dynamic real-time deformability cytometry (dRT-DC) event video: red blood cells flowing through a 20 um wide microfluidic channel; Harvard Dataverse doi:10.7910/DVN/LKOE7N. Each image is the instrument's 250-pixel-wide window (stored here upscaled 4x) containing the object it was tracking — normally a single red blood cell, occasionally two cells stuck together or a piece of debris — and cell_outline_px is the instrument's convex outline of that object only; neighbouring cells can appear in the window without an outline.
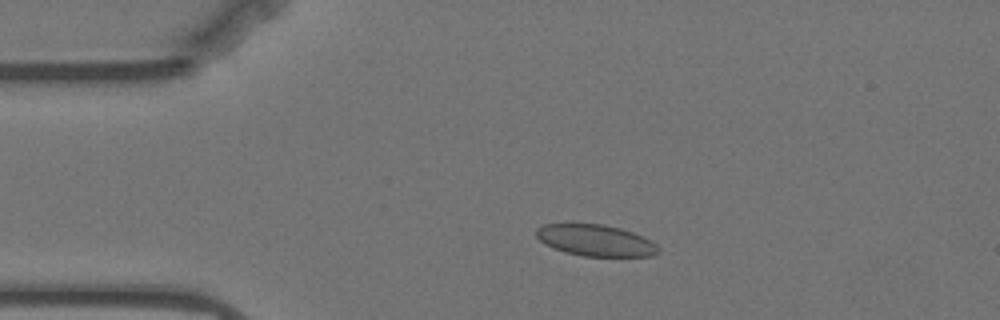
{"species": "Egyptian fruit bat (a non-hibernating species)", "species_latin": "Rousettus aegyptiacus", "temperature_condition": "warm", "stored_images_in_passage": 57, "camera_frame_rate_fps": 3000, "um_per_image_px": 0.085, "animal": {"sex": "female"}, "frame": {"image": 1, "passage_image": 11, "time_ms": 3.333, "image_size_px": [1000, 320], "cell_outline_px": [[660, 252], [652, 256], [580, 256], [564, 252], [544, 244], [536, 236], [536, 228], [544, 224], [604, 224], [620, 228], [632, 232], [652, 240], [660, 248]], "centroid_in_image_um": [50.64, 20.44], "position_along_channel_um": 34.4, "area_um2": 22.48}}
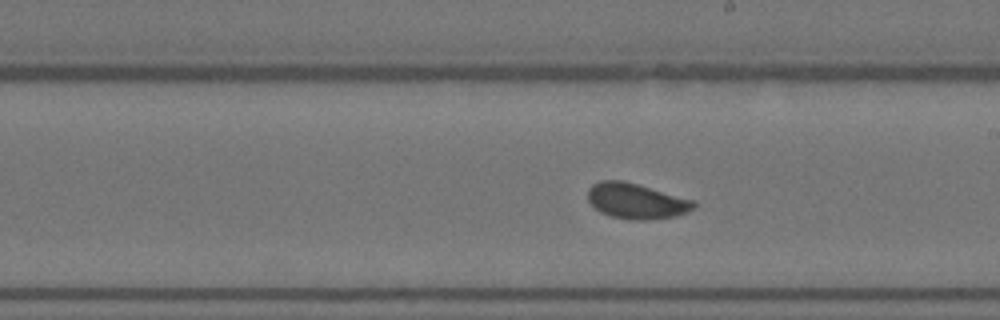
{"frame": {"image": 2, "passage_image": 31, "time_ms": 10.0, "image_size_px": [1000, 320], "cell_outline_px": [[696, 208], [688, 212], [676, 216], [644, 220], [632, 220], [612, 216], [600, 212], [588, 200], [588, 188], [592, 184], [600, 180], [624, 180], [696, 200]], "centroid_in_image_um": [54.12, 17.07], "position_along_channel_um": 234.9, "area_um2": 22.14}}
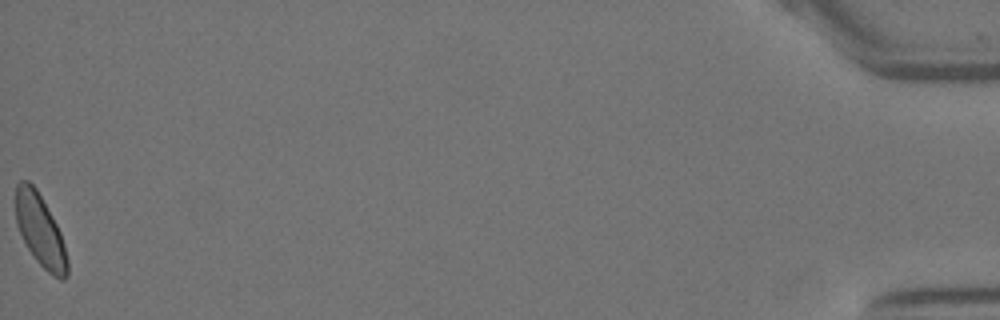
{"frame": {"image": 3, "passage_image": 57, "time_ms": 18.667, "image_size_px": [1000, 320], "cell_outline_px": [[68, 276], [64, 280], [60, 280], [52, 276], [36, 260], [28, 248], [16, 224], [16, 184], [20, 180], [28, 180], [36, 188], [52, 216], [60, 232], [64, 244], [68, 260]], "centroid_in_image_um": [3.43, 19.61], "position_along_channel_um": 431.8, "area_um2": 21.56}, "authors_computed_cell_mechanics": {"area_um2": 21.964, "velocity_mm_per_s": 3.4943, "shape_relaxation_time_tau1_ms": 2.5607, "shape_relaxation_time_tau2_ms": 0.4868, "deformation_change_tau1": 0.0917, "deformation_change_tau2": 0.0608}}